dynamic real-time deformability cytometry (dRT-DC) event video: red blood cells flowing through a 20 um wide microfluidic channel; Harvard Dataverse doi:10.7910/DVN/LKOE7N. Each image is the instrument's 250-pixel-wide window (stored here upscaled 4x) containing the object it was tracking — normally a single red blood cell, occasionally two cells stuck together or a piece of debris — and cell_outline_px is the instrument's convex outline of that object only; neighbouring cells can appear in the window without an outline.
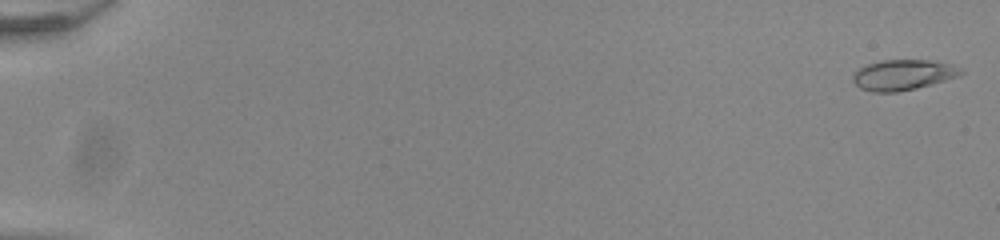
{"species": "common noctule bat (a hibernating species)", "species_latin": "Nyctalus noctula", "temperature_condition": "room temperature", "stored_images_in_passage": 54, "camera_frame_rate_fps": 3000, "um_per_image_px": 0.085, "animal": {"sex": "male", "body_mass_g": 20.0, "forearm_length_mm": 53.3}, "frame": {"image": 1, "passage_image": 1, "time_ms": 0.0, "image_size_px": [1000, 240], "cell_outline_px": [[964, 72], [960, 76], [916, 88], [896, 92], [872, 92], [860, 88], [852, 80], [852, 76], [860, 68], [868, 64], [880, 60], [928, 60], [948, 64], [960, 68]], "centroid_in_image_um": [76.74, 6.37], "position_along_channel_um": 8.3, "area_um2": 18.96}}
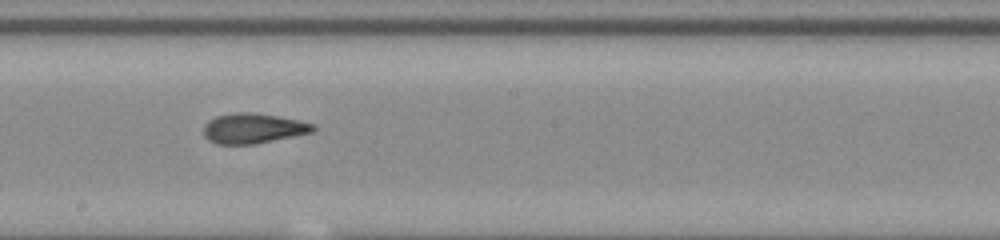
{"frame": {"image": 2, "passage_image": 32, "time_ms": 10.333, "image_size_px": [1000, 240], "cell_outline_px": [[316, 132], [256, 144], [216, 144], [208, 140], [204, 136], [204, 124], [208, 120], [216, 116], [236, 112], [252, 112], [300, 120], [316, 124]], "centroid_in_image_um": [21.56, 10.91], "position_along_channel_um": 226.6, "area_um2": 19.54}}
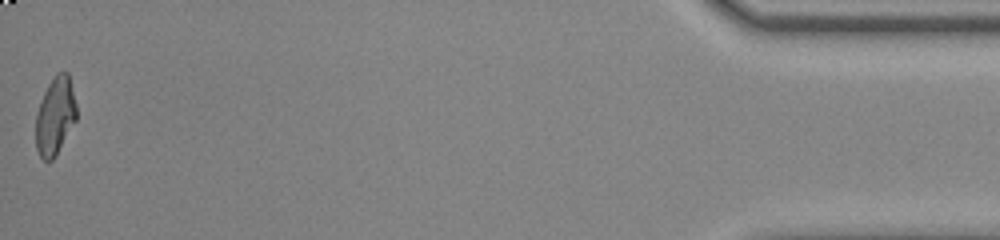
{"frame": {"image": 3, "passage_image": 54, "time_ms": 17.667, "image_size_px": [1000, 240], "cell_outline_px": [[76, 120], [52, 160], [44, 160], [40, 156], [36, 148], [36, 116], [44, 92], [48, 84], [56, 72], [68, 72], [76, 104]], "centroid_in_image_um": [4.69, 9.83], "position_along_channel_um": 430.5, "area_um2": 18.09}, "authors_computed_cell_mechanics": {"area_um2": 18.9584, "velocity_mm_per_s": 3.9068, "shape_relaxation_time_tau1_ms": null, "shape_relaxation_time_tau2_ms": 1.3946, "deformation_change_tau1": null, "deformation_change_tau2": 0.0846}}